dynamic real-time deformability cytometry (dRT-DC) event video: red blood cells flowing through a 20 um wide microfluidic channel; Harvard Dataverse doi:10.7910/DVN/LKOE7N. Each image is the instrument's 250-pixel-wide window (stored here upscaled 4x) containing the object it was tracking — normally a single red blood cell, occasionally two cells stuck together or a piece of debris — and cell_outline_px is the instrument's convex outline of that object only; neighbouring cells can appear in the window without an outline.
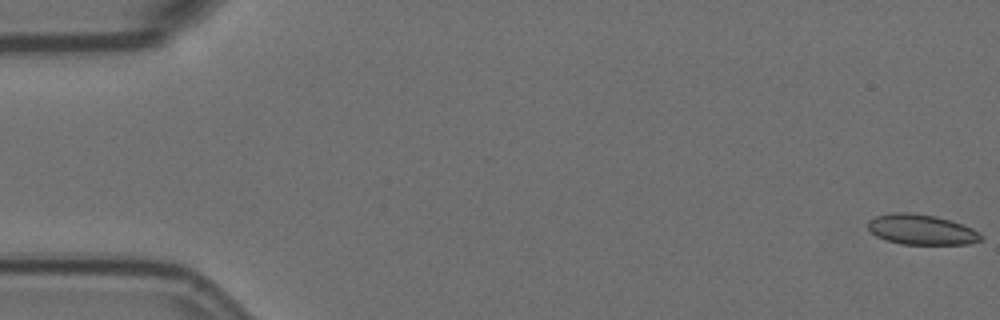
{"species": "Egyptian fruit bat (a non-hibernating species)", "species_latin": "Rousettus aegyptiacus", "temperature_condition": "room temperature", "stored_images_in_passage": 9, "camera_frame_rate_fps": 3000, "um_per_image_px": 0.085, "animal": {"sex": "female"}, "frame": {"image": 1, "passage_image": 1, "time_ms": 0.0, "image_size_px": [1000, 320], "cell_outline_px": [[984, 240], [968, 244], [900, 244], [876, 236], [868, 228], [868, 220], [876, 216], [892, 212], [908, 212], [936, 216], [952, 220], [972, 228], [980, 232], [984, 236]], "centroid_in_image_um": [78.37, 19.51], "position_along_channel_um": 6.6, "area_um2": 20.11}}